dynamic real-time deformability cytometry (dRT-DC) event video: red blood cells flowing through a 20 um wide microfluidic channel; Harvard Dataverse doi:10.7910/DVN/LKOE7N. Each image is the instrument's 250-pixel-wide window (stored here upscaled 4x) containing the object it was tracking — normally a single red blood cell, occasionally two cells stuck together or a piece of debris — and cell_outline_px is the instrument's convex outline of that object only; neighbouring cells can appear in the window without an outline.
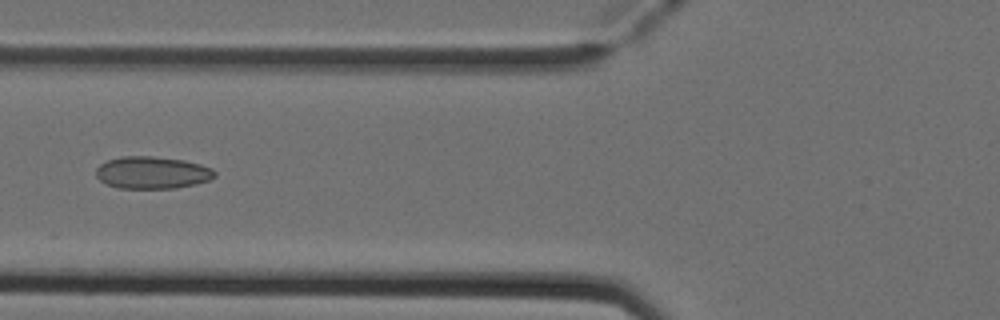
{"species": "Egyptian fruit bat (a non-hibernating species)", "species_latin": "Rousettus aegyptiacus", "temperature_condition": "cold", "stored_images_in_passage": 3, "camera_frame_rate_fps": 3000, "um_per_image_px": 0.085, "animal": {"sex": "female"}, "frame": {"image": 1, "passage_image": 3, "time_ms": 0.667, "image_size_px": [1000, 320], "cell_outline_px": [[216, 176], [208, 180], [196, 184], [176, 188], [120, 188], [108, 184], [100, 180], [96, 176], [96, 168], [100, 164], [108, 160], [120, 156], [152, 156], [184, 160], [200, 164], [212, 168], [216, 172]], "centroid_in_image_um": [12.95, 14.66], "position_along_channel_um": 112.9, "area_um2": 22.31}}